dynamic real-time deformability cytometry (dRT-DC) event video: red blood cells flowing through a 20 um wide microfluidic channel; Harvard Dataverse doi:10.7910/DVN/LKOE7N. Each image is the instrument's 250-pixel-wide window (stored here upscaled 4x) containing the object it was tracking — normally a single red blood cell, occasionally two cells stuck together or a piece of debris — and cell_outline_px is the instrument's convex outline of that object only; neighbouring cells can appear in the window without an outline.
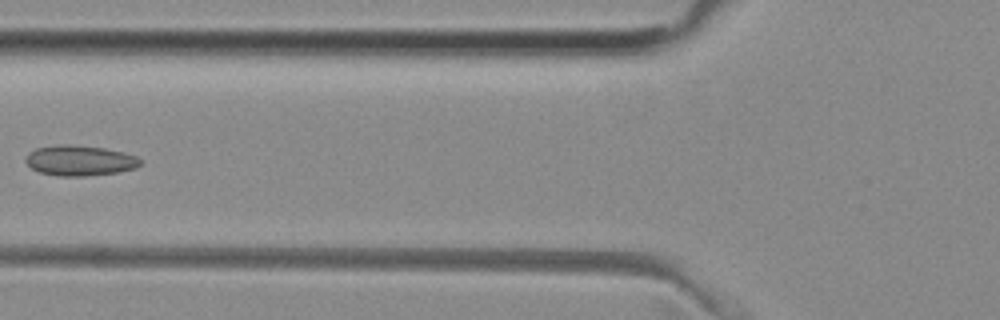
{"species": "common noctule bat (a hibernating species)", "species_latin": "Nyctalus noctula", "temperature_condition": "room temperature", "stored_images_in_passage": 5, "camera_frame_rate_fps": 3000, "um_per_image_px": 0.085, "animal": {"sex": "female", "body_mass_g": 29.2, "forearm_length_mm": 56.3}, "frame": {"image": 1, "passage_image": 5, "time_ms": 1.333, "image_size_px": [1000, 320], "cell_outline_px": [[144, 160], [136, 168], [116, 172], [84, 176], [60, 176], [40, 172], [32, 168], [24, 160], [28, 152], [36, 148], [60, 144], [68, 144], [104, 148], [124, 152], [136, 156]], "centroid_in_image_um": [6.79, 13.63], "position_along_channel_um": 119.0, "area_um2": 20.29}}